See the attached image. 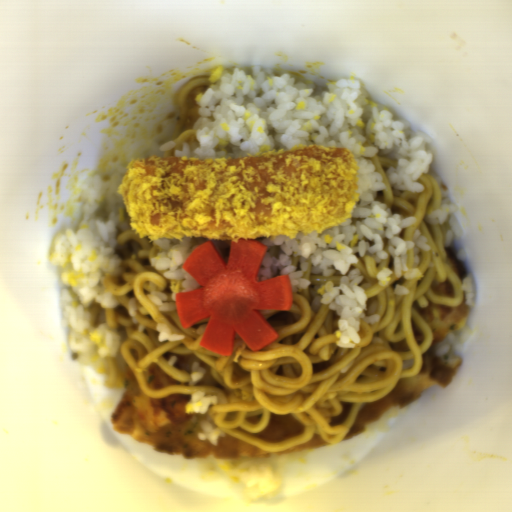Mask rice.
I'll list each match as a JSON object with an SVG mask.
<instances>
[{
	"label": "rice",
	"mask_w": 512,
	"mask_h": 512,
	"mask_svg": "<svg viewBox=\"0 0 512 512\" xmlns=\"http://www.w3.org/2000/svg\"><path fill=\"white\" fill-rule=\"evenodd\" d=\"M252 78L239 67L222 70L220 77L203 94L193 124L195 138L181 144L173 156L209 159L257 153L261 145L288 151L296 144H324L348 147L358 166L356 180L359 199L351 215L340 225L296 237L278 234L255 238L267 246L257 280L289 275L292 290L310 285L304 271L327 276L335 270L345 274L360 257H371L380 264L388 254L397 278L418 279L423 275L419 255L431 248L416 229L412 239L400 238L402 228L414 226L417 218L393 213L375 200L386 189L371 159L376 154L396 159L395 167L385 170L395 196L403 191L423 192L415 182L428 172L433 155L425 146L430 139L422 132L406 138L410 121L393 119L386 107L368 100L361 80L339 79L326 82L323 91L312 81H297L289 73L277 76L272 70L251 66Z\"/></svg>",
	"instance_id": "obj_1"
},
{
	"label": "rice",
	"mask_w": 512,
	"mask_h": 512,
	"mask_svg": "<svg viewBox=\"0 0 512 512\" xmlns=\"http://www.w3.org/2000/svg\"><path fill=\"white\" fill-rule=\"evenodd\" d=\"M126 166L120 159L108 161V180L94 171L81 176L76 196L81 202L78 228H68L57 235L48 254L49 261L62 269L61 282L71 287L80 300L76 304L62 289L60 306L68 327L70 352L101 374L107 371L108 356H116L123 336L104 323L92 326L89 303L94 299L104 308L120 306L105 288V277L121 268L117 240L131 221L117 191Z\"/></svg>",
	"instance_id": "obj_2"
},
{
	"label": "rice",
	"mask_w": 512,
	"mask_h": 512,
	"mask_svg": "<svg viewBox=\"0 0 512 512\" xmlns=\"http://www.w3.org/2000/svg\"><path fill=\"white\" fill-rule=\"evenodd\" d=\"M363 275L358 269H352L346 276H342L338 286H334L331 281L324 285L323 295L319 290L320 284L309 288L310 307L313 312L321 307L322 304H328L329 310L334 311L339 318L337 331L340 332V339L335 345L340 349H353L361 343V336L358 333L361 321L367 323L378 321L379 313H374L377 306L376 299L369 302L367 306V293L364 289L370 288V283L364 282Z\"/></svg>",
	"instance_id": "obj_3"
},
{
	"label": "rice",
	"mask_w": 512,
	"mask_h": 512,
	"mask_svg": "<svg viewBox=\"0 0 512 512\" xmlns=\"http://www.w3.org/2000/svg\"><path fill=\"white\" fill-rule=\"evenodd\" d=\"M158 253L151 258L150 264L155 270L162 271L163 276L172 281L182 282V293L195 291L200 286L195 278L185 270L183 265L192 251L200 244L208 242V238L188 237L153 239Z\"/></svg>",
	"instance_id": "obj_4"
},
{
	"label": "rice",
	"mask_w": 512,
	"mask_h": 512,
	"mask_svg": "<svg viewBox=\"0 0 512 512\" xmlns=\"http://www.w3.org/2000/svg\"><path fill=\"white\" fill-rule=\"evenodd\" d=\"M433 177L440 188L441 206L430 214H427V216H424V221L430 225H444L447 222L450 223L449 230L443 238V242L447 247L451 243L453 236L462 237L465 235V230L455 215L458 207L451 202L449 191L445 183L438 176L435 175Z\"/></svg>",
	"instance_id": "obj_5"
},
{
	"label": "rice",
	"mask_w": 512,
	"mask_h": 512,
	"mask_svg": "<svg viewBox=\"0 0 512 512\" xmlns=\"http://www.w3.org/2000/svg\"><path fill=\"white\" fill-rule=\"evenodd\" d=\"M475 332L471 328L463 327L459 330L449 331L443 341L431 347L437 356H443L451 349L464 353L473 343Z\"/></svg>",
	"instance_id": "obj_6"
},
{
	"label": "rice",
	"mask_w": 512,
	"mask_h": 512,
	"mask_svg": "<svg viewBox=\"0 0 512 512\" xmlns=\"http://www.w3.org/2000/svg\"><path fill=\"white\" fill-rule=\"evenodd\" d=\"M148 290L150 291L146 294L147 298L159 309V310H167L171 311L176 309L175 303V295L176 293H172L169 291H161L159 287L154 285L153 283H148Z\"/></svg>",
	"instance_id": "obj_7"
},
{
	"label": "rice",
	"mask_w": 512,
	"mask_h": 512,
	"mask_svg": "<svg viewBox=\"0 0 512 512\" xmlns=\"http://www.w3.org/2000/svg\"><path fill=\"white\" fill-rule=\"evenodd\" d=\"M217 402V396L210 395L206 396V392L195 390L192 394L190 403L184 406L185 412L187 413H206L210 405H214Z\"/></svg>",
	"instance_id": "obj_8"
},
{
	"label": "rice",
	"mask_w": 512,
	"mask_h": 512,
	"mask_svg": "<svg viewBox=\"0 0 512 512\" xmlns=\"http://www.w3.org/2000/svg\"><path fill=\"white\" fill-rule=\"evenodd\" d=\"M197 423L200 429L203 430V433L198 434V438L202 441L209 440L214 446L218 445L219 437H225L226 435L222 430L213 428V426L206 420H199Z\"/></svg>",
	"instance_id": "obj_9"
},
{
	"label": "rice",
	"mask_w": 512,
	"mask_h": 512,
	"mask_svg": "<svg viewBox=\"0 0 512 512\" xmlns=\"http://www.w3.org/2000/svg\"><path fill=\"white\" fill-rule=\"evenodd\" d=\"M157 331L160 333L158 336L159 341H180L185 339L184 334L171 333L169 327L166 324L159 323L156 325Z\"/></svg>",
	"instance_id": "obj_10"
},
{
	"label": "rice",
	"mask_w": 512,
	"mask_h": 512,
	"mask_svg": "<svg viewBox=\"0 0 512 512\" xmlns=\"http://www.w3.org/2000/svg\"><path fill=\"white\" fill-rule=\"evenodd\" d=\"M462 291L464 292L465 303L470 307L474 308L475 304L472 300L473 296V287H472V278L471 274H466L462 281Z\"/></svg>",
	"instance_id": "obj_11"
},
{
	"label": "rice",
	"mask_w": 512,
	"mask_h": 512,
	"mask_svg": "<svg viewBox=\"0 0 512 512\" xmlns=\"http://www.w3.org/2000/svg\"><path fill=\"white\" fill-rule=\"evenodd\" d=\"M207 369L201 367L200 363L194 361L190 369V380L197 381L205 377Z\"/></svg>",
	"instance_id": "obj_12"
},
{
	"label": "rice",
	"mask_w": 512,
	"mask_h": 512,
	"mask_svg": "<svg viewBox=\"0 0 512 512\" xmlns=\"http://www.w3.org/2000/svg\"><path fill=\"white\" fill-rule=\"evenodd\" d=\"M391 274H393V270L388 269L386 267L381 268L376 273V279L379 281V286L383 287V286L387 285L391 280V278H390Z\"/></svg>",
	"instance_id": "obj_13"
},
{
	"label": "rice",
	"mask_w": 512,
	"mask_h": 512,
	"mask_svg": "<svg viewBox=\"0 0 512 512\" xmlns=\"http://www.w3.org/2000/svg\"><path fill=\"white\" fill-rule=\"evenodd\" d=\"M395 292L396 294H401V295H407L409 294V290L406 289L403 285H401L400 283H396L395 287Z\"/></svg>",
	"instance_id": "obj_14"
},
{
	"label": "rice",
	"mask_w": 512,
	"mask_h": 512,
	"mask_svg": "<svg viewBox=\"0 0 512 512\" xmlns=\"http://www.w3.org/2000/svg\"><path fill=\"white\" fill-rule=\"evenodd\" d=\"M175 146H176L175 140H169V141L163 143L162 145H160L158 149L170 150Z\"/></svg>",
	"instance_id": "obj_15"
},
{
	"label": "rice",
	"mask_w": 512,
	"mask_h": 512,
	"mask_svg": "<svg viewBox=\"0 0 512 512\" xmlns=\"http://www.w3.org/2000/svg\"><path fill=\"white\" fill-rule=\"evenodd\" d=\"M456 256H457V259H459L463 262L467 260V255H466V251L464 248H460V250L457 251Z\"/></svg>",
	"instance_id": "obj_16"
},
{
	"label": "rice",
	"mask_w": 512,
	"mask_h": 512,
	"mask_svg": "<svg viewBox=\"0 0 512 512\" xmlns=\"http://www.w3.org/2000/svg\"><path fill=\"white\" fill-rule=\"evenodd\" d=\"M415 360L414 358H411L409 360H403V369L406 371V370H409L412 365L414 364Z\"/></svg>",
	"instance_id": "obj_17"
},
{
	"label": "rice",
	"mask_w": 512,
	"mask_h": 512,
	"mask_svg": "<svg viewBox=\"0 0 512 512\" xmlns=\"http://www.w3.org/2000/svg\"><path fill=\"white\" fill-rule=\"evenodd\" d=\"M179 360L178 356L172 355L168 358V364L169 366L174 365Z\"/></svg>",
	"instance_id": "obj_18"
}]
</instances>
